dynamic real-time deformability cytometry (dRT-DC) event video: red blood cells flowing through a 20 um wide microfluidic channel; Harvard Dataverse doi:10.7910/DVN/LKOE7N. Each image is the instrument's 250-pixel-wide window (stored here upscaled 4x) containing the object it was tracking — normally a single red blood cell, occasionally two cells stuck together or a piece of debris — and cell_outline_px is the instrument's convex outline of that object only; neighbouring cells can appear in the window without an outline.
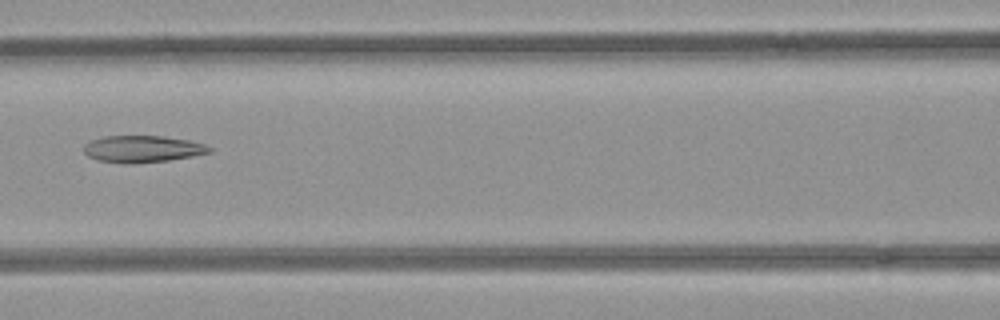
{"species": "common noctule bat (a hibernating species)", "species_latin": "Nyctalus noctula", "temperature_condition": "room temperature", "stored_images_in_passage": 8, "camera_frame_rate_fps": 3000, "um_per_image_px": 0.085, "animal": {"sex": "female", "body_mass_g": 21.9}, "frame": {"image": 1, "passage_image": 7, "time_ms": 2.0, "image_size_px": [1000, 320], "cell_outline_px": [[212, 152], [192, 156], [168, 160], [132, 164], [124, 164], [100, 160], [88, 156], [84, 152], [84, 144], [92, 140], [104, 136], [164, 136], [188, 140], [204, 144], [212, 148]], "centroid_in_image_um": [12.11, 12.66], "position_along_channel_um": 154.5, "area_um2": 19.59}}
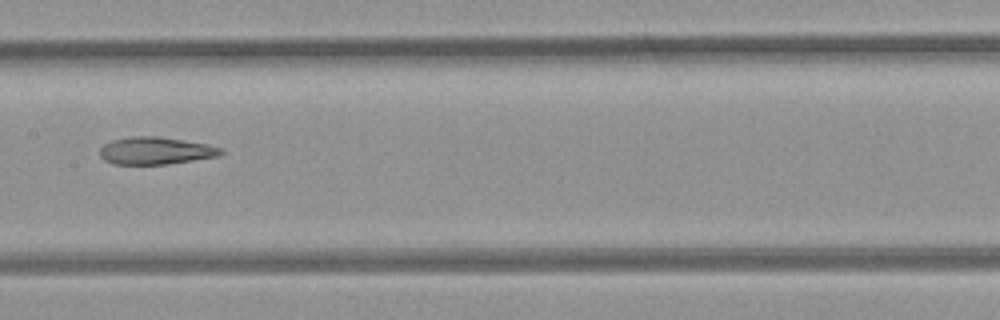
{"frame": {"image": 2, "passage_image": 8, "time_ms": 2.333, "image_size_px": [1000, 320], "cell_outline_px": [[224, 152], [220, 156], [164, 164], [112, 164], [104, 160], [100, 156], [100, 148], [104, 144], [112, 140], [132, 136], [156, 136], [184, 140], [208, 144], [220, 148]], "centroid_in_image_um": [13.21, 12.81], "position_along_channel_um": 194.2, "area_um2": 19.25}}